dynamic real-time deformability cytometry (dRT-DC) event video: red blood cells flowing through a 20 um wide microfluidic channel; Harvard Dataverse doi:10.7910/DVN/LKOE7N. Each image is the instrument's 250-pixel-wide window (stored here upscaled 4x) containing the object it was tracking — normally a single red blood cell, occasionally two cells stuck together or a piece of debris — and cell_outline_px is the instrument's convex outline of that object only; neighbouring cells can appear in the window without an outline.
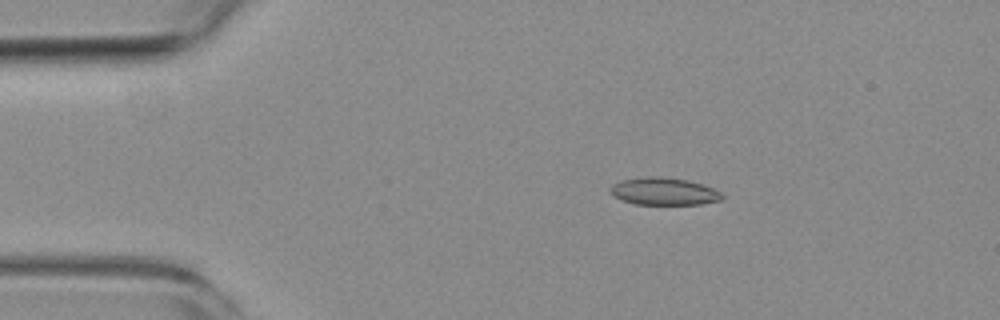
{"species": "common noctule bat (a hibernating species)", "species_latin": "Nyctalus noctula", "temperature_condition": "room temperature", "stored_images_in_passage": 4, "camera_frame_rate_fps": 3000, "um_per_image_px": 0.085, "animal": {"sex": "female", "body_mass_g": 19.3, "forearm_length_mm": 54.1}, "frame": {"image": 1, "passage_image": 3, "time_ms": 2.333, "image_size_px": [1000, 320], "cell_outline_px": [[724, 200], [700, 204], [636, 204], [624, 200], [616, 196], [608, 188], [612, 184], [620, 180], [648, 176], [660, 176], [688, 180], [704, 184], [720, 192], [724, 196]], "centroid_in_image_um": [56.47, 16.25], "position_along_channel_um": 28.5, "area_um2": 17.86}}